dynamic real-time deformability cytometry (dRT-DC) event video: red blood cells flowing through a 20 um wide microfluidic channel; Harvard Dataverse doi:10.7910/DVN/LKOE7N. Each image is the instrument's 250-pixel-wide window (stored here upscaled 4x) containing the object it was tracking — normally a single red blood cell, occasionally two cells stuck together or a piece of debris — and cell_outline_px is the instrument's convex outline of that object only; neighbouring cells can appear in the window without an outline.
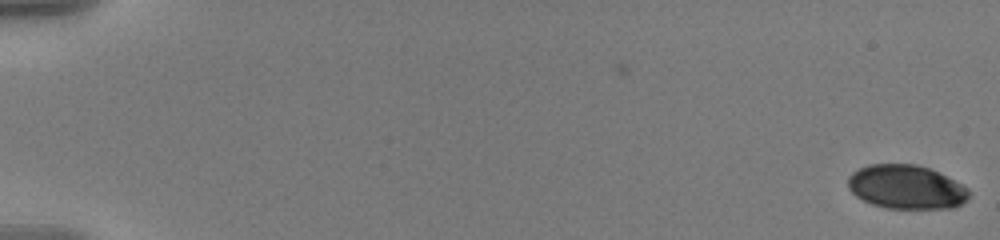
{"species": "human", "species_latin": "Homo sapiens", "temperature_condition": "warm", "stored_images_in_passage": 58, "camera_frame_rate_fps": 3000, "um_per_image_px": 0.085, "donor": {"sex": "male"}, "frame": {"image": 1, "passage_image": 1, "time_ms": 0.0, "image_size_px": [1000, 240], "cell_outline_px": [[968, 200], [952, 208], [884, 208], [872, 204], [856, 196], [848, 188], [848, 176], [852, 172], [868, 164], [916, 164], [928, 168], [968, 188]], "centroid_in_image_um": [76.99, 15.9], "position_along_channel_um": 8.0, "area_um2": 30.69}}
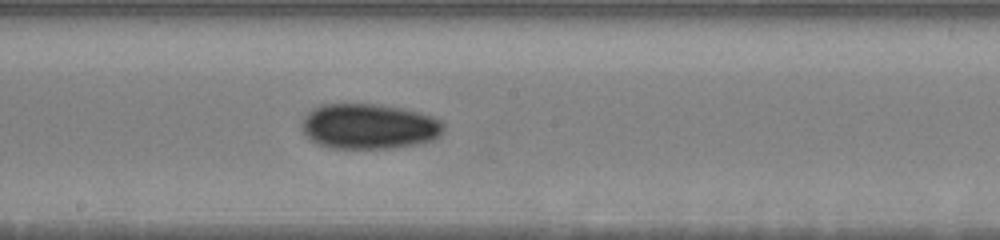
{"frame": {"image": 2, "passage_image": 34, "time_ms": 11.0, "image_size_px": [1000, 240], "cell_outline_px": [[444, 132], [440, 136], [432, 140], [416, 144], [396, 148], [332, 148], [320, 144], [312, 140], [300, 128], [300, 124], [304, 116], [312, 108], [324, 104], [380, 104], [404, 108], [420, 112], [444, 120]], "centroid_in_image_um": [31.4, 10.73], "position_along_channel_um": 216.8, "area_um2": 37.86}}
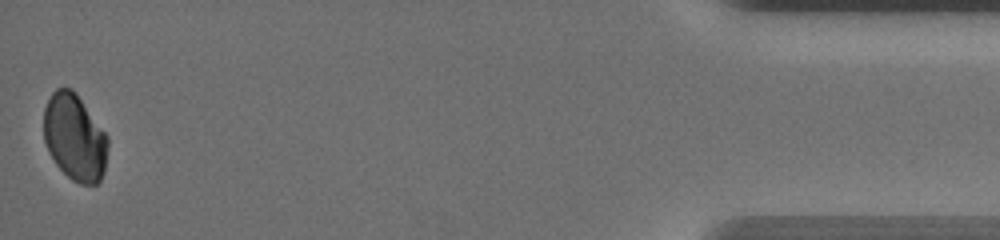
{"frame": {"image": 3, "passage_image": 58, "time_ms": 19.0, "image_size_px": [1000, 240], "cell_outline_px": [[108, 144], [104, 172], [100, 180], [96, 184], [80, 184], [72, 180], [56, 164], [48, 152], [44, 140], [44, 108], [52, 92], [56, 88], [72, 88], [76, 92], [108, 136]], "centroid_in_image_um": [6.35, 11.67], "position_along_channel_um": 428.9, "area_um2": 32.43}, "authors_computed_cell_mechanics": {"area_um2": 34.0442, "velocity_mm_per_s": 3.5856, "shape_relaxation_time_tau1_ms": 7.7811, "shape_relaxation_time_tau2_ms": null, "deformation_change_tau1": 0.0891, "deformation_change_tau2": null}}